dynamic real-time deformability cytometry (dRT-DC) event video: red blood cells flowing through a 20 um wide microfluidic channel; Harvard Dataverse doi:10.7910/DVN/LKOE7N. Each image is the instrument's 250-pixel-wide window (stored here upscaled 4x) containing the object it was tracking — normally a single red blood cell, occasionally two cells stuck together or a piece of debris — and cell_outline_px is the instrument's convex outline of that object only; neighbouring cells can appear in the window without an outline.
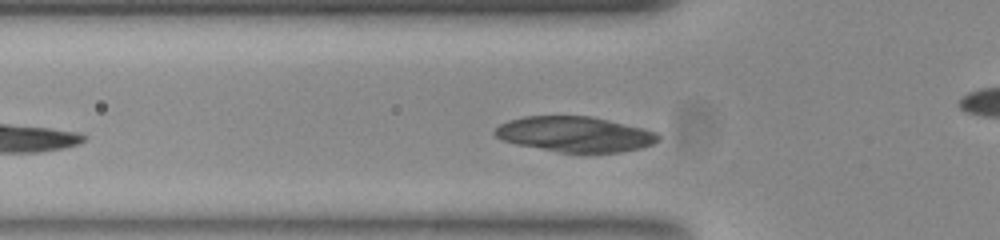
{"species": "common noctule bat (a hibernating species)", "species_latin": "Nyctalus noctula", "temperature_condition": "room temperature", "stored_images_in_passage": 38, "camera_frame_rate_fps": 3000, "um_per_image_px": 0.085, "animal": {"sex": "female", "body_mass_g": 23.0, "forearm_length_mm": 53.4}, "frame": {"image": 1, "passage_image": 2, "time_ms": 0.333, "image_size_px": [1000, 240], "cell_outline_px": [[660, 136], [652, 144], [640, 148], [620, 152], [560, 152], [520, 144], [504, 140], [496, 136], [492, 132], [500, 124], [508, 120], [524, 116], [592, 116], [656, 132]], "centroid_in_image_um": [48.84, 11.39], "position_along_channel_um": 77.0, "area_um2": 33.06}}
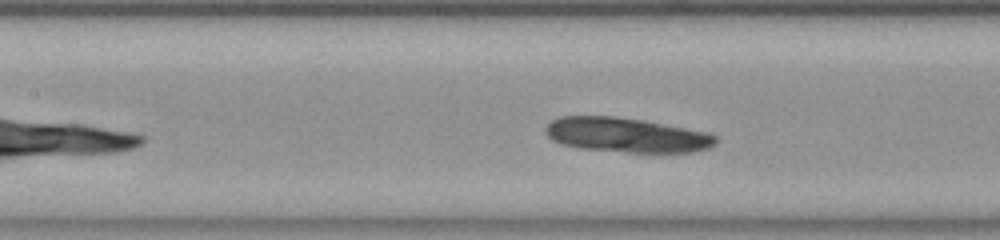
{"frame": {"image": 2, "passage_image": 8, "time_ms": 2.333, "image_size_px": [1000, 240], "cell_outline_px": [[716, 144], [708, 148], [692, 152], [628, 152], [580, 148], [564, 144], [552, 140], [548, 136], [548, 124], [552, 120], [560, 116], [612, 116], [640, 120], [704, 132], [716, 136]], "centroid_in_image_um": [53.23, 11.48], "position_along_channel_um": 154.2, "area_um2": 33.58}}